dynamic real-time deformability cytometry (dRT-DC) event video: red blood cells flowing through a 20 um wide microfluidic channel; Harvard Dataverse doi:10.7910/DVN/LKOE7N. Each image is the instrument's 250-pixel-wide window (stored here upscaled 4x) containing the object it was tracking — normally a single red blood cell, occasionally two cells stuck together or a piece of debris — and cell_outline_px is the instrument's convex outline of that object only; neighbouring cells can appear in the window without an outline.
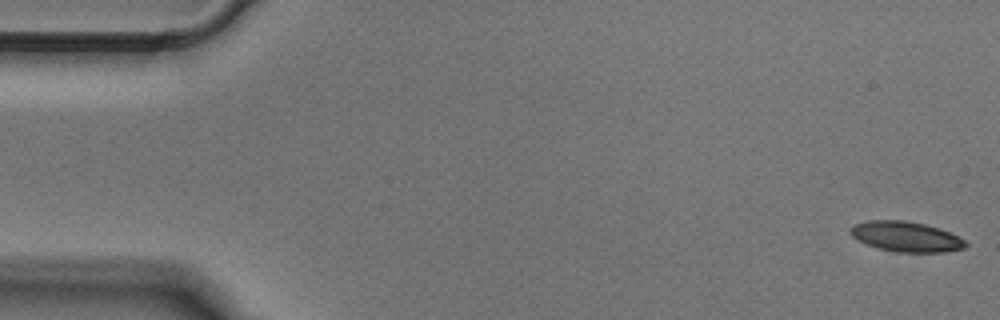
{"species": "Egyptian fruit bat (a non-hibernating species)", "species_latin": "Rousettus aegyptiacus", "temperature_condition": "cold", "stored_images_in_passage": 4, "camera_frame_rate_fps": 3000, "um_per_image_px": 0.085, "animal": {"sex": "male"}, "frame": {"image": 1, "passage_image": 1, "time_ms": 0.0, "image_size_px": [1000, 320], "cell_outline_px": [[968, 244], [964, 248], [944, 252], [896, 252], [876, 248], [852, 236], [848, 232], [852, 224], [868, 220], [904, 220], [924, 224], [940, 228], [964, 240]], "centroid_in_image_um": [76.97, 20.11], "position_along_channel_um": 8.0, "area_um2": 20.23}}
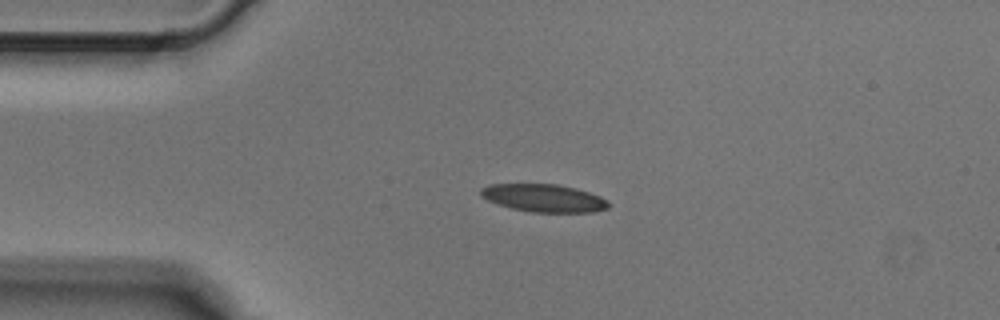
{"frame": {"image": 2, "passage_image": 3, "time_ms": 0.667, "image_size_px": [1000, 320], "cell_outline_px": [[612, 204], [608, 208], [592, 212], [532, 212], [512, 208], [488, 200], [480, 196], [480, 188], [488, 184], [560, 184], [576, 188], [600, 196], [608, 200]], "centroid_in_image_um": [46.25, 16.82], "position_along_channel_um": 38.8, "area_um2": 20.75}}